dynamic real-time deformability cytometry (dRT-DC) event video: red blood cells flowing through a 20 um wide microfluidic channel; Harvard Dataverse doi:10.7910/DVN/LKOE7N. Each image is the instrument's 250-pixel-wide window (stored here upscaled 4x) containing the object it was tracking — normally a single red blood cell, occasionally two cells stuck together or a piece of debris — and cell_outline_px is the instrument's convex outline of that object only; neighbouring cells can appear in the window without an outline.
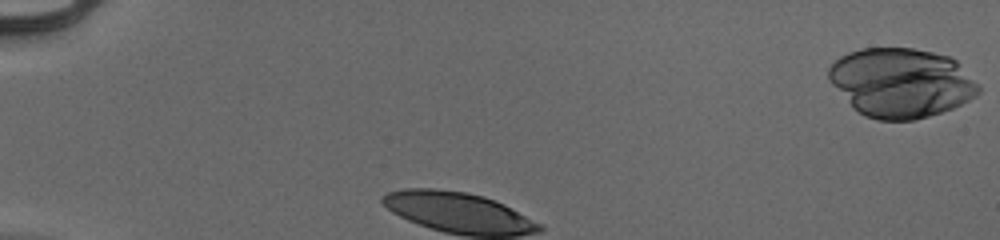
{"species": "human", "species_latin": "Homo sapiens", "temperature_condition": "cold", "stored_images_in_passage": 31, "camera_frame_rate_fps": 3000, "um_per_image_px": 0.085, "donor": {"sex": "male"}, "frame": {"image": 1, "passage_image": 1, "time_ms": 0.0, "image_size_px": [1000, 240], "cell_outline_px": [[980, 92], [976, 96], [952, 108], [928, 116], [912, 120], [876, 120], [864, 116], [828, 80], [828, 68], [840, 56], [848, 52], [860, 48], [912, 48], [952, 56], [956, 60], [980, 88]], "centroid_in_image_um": [76.59, 7.01], "position_along_channel_um": 8.4, "area_um2": 60.0}}
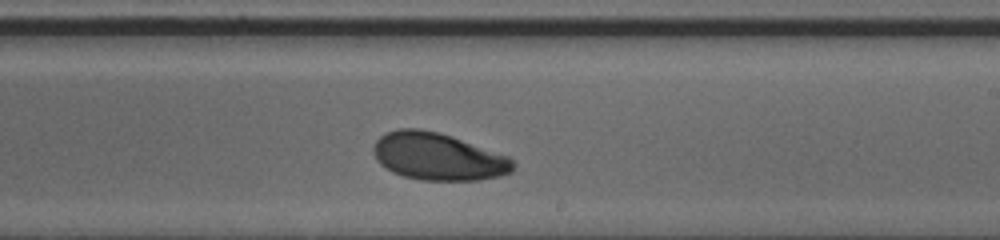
{"frame": {"image": 2, "passage_image": 20, "time_ms": 6.333, "image_size_px": [1000, 240], "cell_outline_px": [[512, 172], [500, 176], [480, 180], [420, 180], [404, 176], [392, 172], [380, 164], [376, 160], [372, 152], [372, 148], [376, 140], [384, 132], [396, 128], [420, 128], [440, 132], [452, 136], [508, 156], [512, 160]], "centroid_in_image_um": [37.17, 13.29], "position_along_channel_um": 251.8, "area_um2": 38.73}}
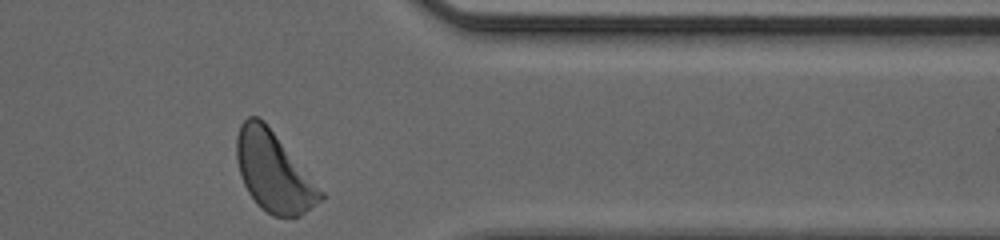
{"frame": {"image": 3, "passage_image": 31, "time_ms": 10.0, "image_size_px": [1000, 240], "cell_outline_px": [[324, 200], [304, 212], [296, 216], [272, 216], [256, 204], [248, 192], [240, 176], [236, 160], [236, 136], [240, 124], [248, 116], [256, 116], [264, 120], [324, 192]], "centroid_in_image_um": [23.24, 14.59], "position_along_channel_um": 388.2, "area_um2": 38.96}, "authors_computed_cell_mechanics": {"area_um2": 39.0728, "velocity_mm_per_s": 3.9083, "shape_relaxation_time_tau1_ms": 2.2777, "shape_relaxation_time_tau2_ms": null, "deformation_change_tau1": 0.1352, "deformation_change_tau2": null}}